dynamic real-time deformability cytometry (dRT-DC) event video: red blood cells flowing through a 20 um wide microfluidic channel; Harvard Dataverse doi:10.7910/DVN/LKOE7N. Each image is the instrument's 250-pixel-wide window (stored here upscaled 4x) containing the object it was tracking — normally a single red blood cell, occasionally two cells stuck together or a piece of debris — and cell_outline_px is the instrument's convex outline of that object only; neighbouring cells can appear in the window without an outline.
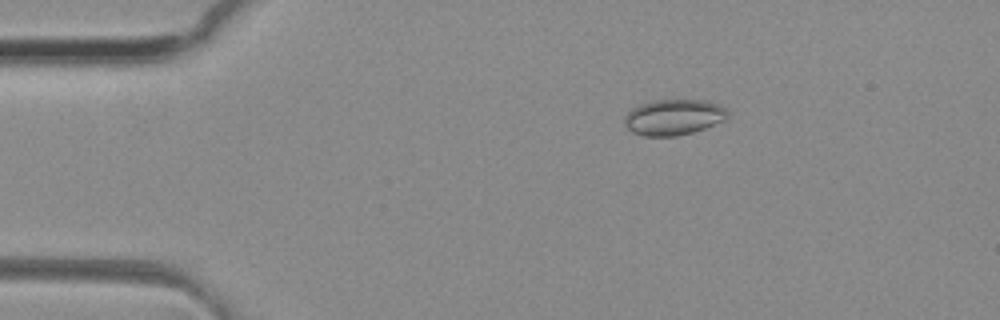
{"species": "common noctule bat (a hibernating species)", "species_latin": "Nyctalus noctula", "temperature_condition": "room temperature", "stored_images_in_passage": 50, "camera_frame_rate_fps": 3000, "um_per_image_px": 0.085, "animal": {"sex": "female", "body_mass_g": 29.2, "forearm_length_mm": 56.3}, "frame": {"image": 1, "passage_image": 9, "time_ms": 2.667, "image_size_px": [1000, 320], "cell_outline_px": [[728, 116], [724, 120], [704, 128], [692, 132], [676, 136], [644, 136], [632, 132], [624, 124], [624, 116], [632, 108], [652, 100], [704, 100], [720, 104], [728, 112]], "centroid_in_image_um": [57.24, 9.96], "position_along_channel_um": 27.8, "area_um2": 21.44}}
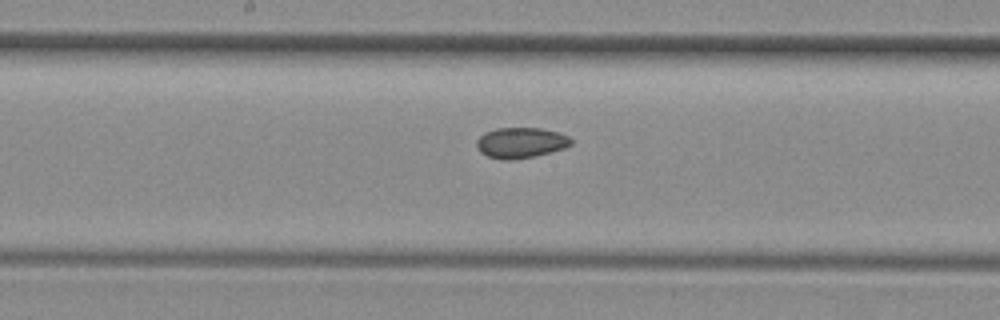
{"frame": {"image": 2, "passage_image": 26, "time_ms": 8.333, "image_size_px": [1000, 320], "cell_outline_px": [[572, 144], [564, 148], [536, 156], [508, 160], [500, 160], [488, 156], [480, 152], [476, 148], [476, 140], [484, 132], [496, 128], [540, 128], [560, 132], [568, 136], [572, 140]], "centroid_in_image_um": [44.25, 12.13], "position_along_channel_um": 204.0, "area_um2": 16.99}}
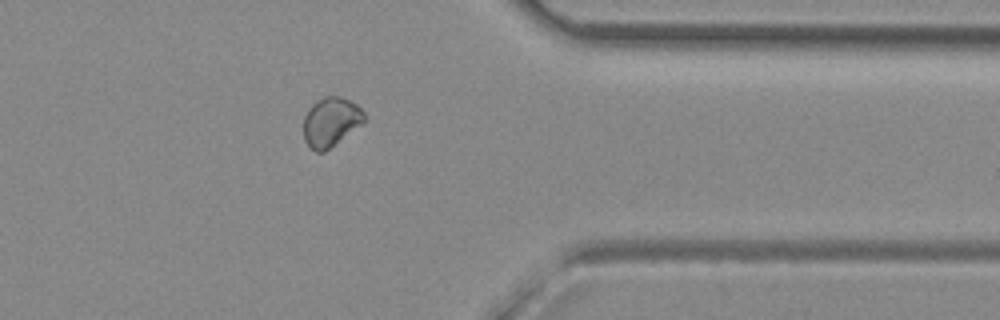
{"frame": {"image": 3, "passage_image": 40, "time_ms": 13.0, "image_size_px": [1000, 320], "cell_outline_px": [[364, 120], [360, 124], [324, 152], [316, 152], [304, 140], [304, 116], [308, 108], [316, 100], [324, 96], [336, 96], [348, 100], [356, 104], [364, 112]], "centroid_in_image_um": [28.08, 10.34], "position_along_channel_um": 383.3, "area_um2": 16.99}}